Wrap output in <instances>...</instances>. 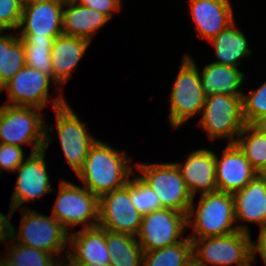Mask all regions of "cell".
Instances as JSON below:
<instances>
[{"label": "cell", "instance_id": "6da1fadb", "mask_svg": "<svg viewBox=\"0 0 266 266\" xmlns=\"http://www.w3.org/2000/svg\"><path fill=\"white\" fill-rule=\"evenodd\" d=\"M130 157L100 139L90 147L83 167L77 172L84 187L93 194L101 195L126 185L135 175Z\"/></svg>", "mask_w": 266, "mask_h": 266}, {"label": "cell", "instance_id": "7a4b0ae2", "mask_svg": "<svg viewBox=\"0 0 266 266\" xmlns=\"http://www.w3.org/2000/svg\"><path fill=\"white\" fill-rule=\"evenodd\" d=\"M41 111L34 107L0 106V143L20 147L22 144L32 145L30 153L47 151L51 143L49 132H54L55 128L46 127Z\"/></svg>", "mask_w": 266, "mask_h": 266}, {"label": "cell", "instance_id": "3957f363", "mask_svg": "<svg viewBox=\"0 0 266 266\" xmlns=\"http://www.w3.org/2000/svg\"><path fill=\"white\" fill-rule=\"evenodd\" d=\"M195 208L193 198L186 215L187 226L193 225L189 238L222 236L238 231L234 224L236 220L233 194L216 191L200 195Z\"/></svg>", "mask_w": 266, "mask_h": 266}, {"label": "cell", "instance_id": "277c9868", "mask_svg": "<svg viewBox=\"0 0 266 266\" xmlns=\"http://www.w3.org/2000/svg\"><path fill=\"white\" fill-rule=\"evenodd\" d=\"M170 94L169 122L175 129L202 113L206 96L203 93L200 71L191 56L185 54Z\"/></svg>", "mask_w": 266, "mask_h": 266}, {"label": "cell", "instance_id": "5b68a950", "mask_svg": "<svg viewBox=\"0 0 266 266\" xmlns=\"http://www.w3.org/2000/svg\"><path fill=\"white\" fill-rule=\"evenodd\" d=\"M19 231L13 225L12 238L20 244L50 252L55 256L68 255L70 233L53 216L42 215L28 207L21 209ZM65 250V252H64Z\"/></svg>", "mask_w": 266, "mask_h": 266}, {"label": "cell", "instance_id": "8992f818", "mask_svg": "<svg viewBox=\"0 0 266 266\" xmlns=\"http://www.w3.org/2000/svg\"><path fill=\"white\" fill-rule=\"evenodd\" d=\"M193 255L201 266H251L252 239L250 233L236 231L222 236L190 238Z\"/></svg>", "mask_w": 266, "mask_h": 266}, {"label": "cell", "instance_id": "52a82bcc", "mask_svg": "<svg viewBox=\"0 0 266 266\" xmlns=\"http://www.w3.org/2000/svg\"><path fill=\"white\" fill-rule=\"evenodd\" d=\"M66 101L63 93L51 100L63 154L71 169L77 174L84 165L90 147L97 139L89 133L87 126Z\"/></svg>", "mask_w": 266, "mask_h": 266}, {"label": "cell", "instance_id": "ba28073f", "mask_svg": "<svg viewBox=\"0 0 266 266\" xmlns=\"http://www.w3.org/2000/svg\"><path fill=\"white\" fill-rule=\"evenodd\" d=\"M136 166V170L140 172L138 177L153 189L162 208L173 209L187 215L193 197L175 162L159 164L141 162Z\"/></svg>", "mask_w": 266, "mask_h": 266}, {"label": "cell", "instance_id": "9c48e42d", "mask_svg": "<svg viewBox=\"0 0 266 266\" xmlns=\"http://www.w3.org/2000/svg\"><path fill=\"white\" fill-rule=\"evenodd\" d=\"M198 125L210 140L227 138L235 143L247 124L243 115V96L214 94L206 97Z\"/></svg>", "mask_w": 266, "mask_h": 266}, {"label": "cell", "instance_id": "30bf717a", "mask_svg": "<svg viewBox=\"0 0 266 266\" xmlns=\"http://www.w3.org/2000/svg\"><path fill=\"white\" fill-rule=\"evenodd\" d=\"M60 183L52 215L68 232L71 226L84 225V229L98 226L99 197L71 181Z\"/></svg>", "mask_w": 266, "mask_h": 266}, {"label": "cell", "instance_id": "8fae6325", "mask_svg": "<svg viewBox=\"0 0 266 266\" xmlns=\"http://www.w3.org/2000/svg\"><path fill=\"white\" fill-rule=\"evenodd\" d=\"M186 218V214L168 208L143 215L137 234L142 251L149 252L182 241L186 233Z\"/></svg>", "mask_w": 266, "mask_h": 266}, {"label": "cell", "instance_id": "7c38bea8", "mask_svg": "<svg viewBox=\"0 0 266 266\" xmlns=\"http://www.w3.org/2000/svg\"><path fill=\"white\" fill-rule=\"evenodd\" d=\"M142 214L138 212L130 199L129 182L99 197V222L103 229L137 237Z\"/></svg>", "mask_w": 266, "mask_h": 266}, {"label": "cell", "instance_id": "4fadbf2b", "mask_svg": "<svg viewBox=\"0 0 266 266\" xmlns=\"http://www.w3.org/2000/svg\"><path fill=\"white\" fill-rule=\"evenodd\" d=\"M51 82L55 85L56 94L59 87L48 74L24 66L0 88V93L4 90L7 91L8 102L6 104L8 105L34 107L43 110L48 101L50 102L48 95Z\"/></svg>", "mask_w": 266, "mask_h": 266}, {"label": "cell", "instance_id": "5bb4252c", "mask_svg": "<svg viewBox=\"0 0 266 266\" xmlns=\"http://www.w3.org/2000/svg\"><path fill=\"white\" fill-rule=\"evenodd\" d=\"M46 150L30 153L16 169L17 178L11 197V206L17 210L26 202L37 200L49 192H53L46 169Z\"/></svg>", "mask_w": 266, "mask_h": 266}, {"label": "cell", "instance_id": "9a60e30c", "mask_svg": "<svg viewBox=\"0 0 266 266\" xmlns=\"http://www.w3.org/2000/svg\"><path fill=\"white\" fill-rule=\"evenodd\" d=\"M63 7L64 0H40L23 4L19 33L34 34L36 37L63 34Z\"/></svg>", "mask_w": 266, "mask_h": 266}, {"label": "cell", "instance_id": "2e32d148", "mask_svg": "<svg viewBox=\"0 0 266 266\" xmlns=\"http://www.w3.org/2000/svg\"><path fill=\"white\" fill-rule=\"evenodd\" d=\"M215 160L218 191L234 194L257 173L236 143H227L222 157L219 159L215 154Z\"/></svg>", "mask_w": 266, "mask_h": 266}, {"label": "cell", "instance_id": "e0dca14e", "mask_svg": "<svg viewBox=\"0 0 266 266\" xmlns=\"http://www.w3.org/2000/svg\"><path fill=\"white\" fill-rule=\"evenodd\" d=\"M176 165L194 199L198 192L203 195L218 191L215 152L206 148L191 151L183 164Z\"/></svg>", "mask_w": 266, "mask_h": 266}, {"label": "cell", "instance_id": "ac0fdd59", "mask_svg": "<svg viewBox=\"0 0 266 266\" xmlns=\"http://www.w3.org/2000/svg\"><path fill=\"white\" fill-rule=\"evenodd\" d=\"M233 198L238 231L250 233L247 225L237 224L238 220L257 223L260 230L266 229V181L258 172Z\"/></svg>", "mask_w": 266, "mask_h": 266}, {"label": "cell", "instance_id": "d6986e66", "mask_svg": "<svg viewBox=\"0 0 266 266\" xmlns=\"http://www.w3.org/2000/svg\"><path fill=\"white\" fill-rule=\"evenodd\" d=\"M198 37L207 41L234 22L230 0H188Z\"/></svg>", "mask_w": 266, "mask_h": 266}, {"label": "cell", "instance_id": "ffe728a7", "mask_svg": "<svg viewBox=\"0 0 266 266\" xmlns=\"http://www.w3.org/2000/svg\"><path fill=\"white\" fill-rule=\"evenodd\" d=\"M67 262H83L91 265H109L110 256L106 245V229L100 226L82 228L77 232H71ZM73 248V249H72Z\"/></svg>", "mask_w": 266, "mask_h": 266}, {"label": "cell", "instance_id": "44dd1931", "mask_svg": "<svg viewBox=\"0 0 266 266\" xmlns=\"http://www.w3.org/2000/svg\"><path fill=\"white\" fill-rule=\"evenodd\" d=\"M90 43L87 39L65 34L54 39L51 51L52 80L59 88L69 80Z\"/></svg>", "mask_w": 266, "mask_h": 266}, {"label": "cell", "instance_id": "7402d4cb", "mask_svg": "<svg viewBox=\"0 0 266 266\" xmlns=\"http://www.w3.org/2000/svg\"><path fill=\"white\" fill-rule=\"evenodd\" d=\"M109 20L105 14L84 7L75 0H64L62 28L65 35L84 38L91 42L98 29Z\"/></svg>", "mask_w": 266, "mask_h": 266}, {"label": "cell", "instance_id": "603a6c76", "mask_svg": "<svg viewBox=\"0 0 266 266\" xmlns=\"http://www.w3.org/2000/svg\"><path fill=\"white\" fill-rule=\"evenodd\" d=\"M246 75L237 67L225 66L211 62L206 64L200 73L204 95L223 94L228 96H243L240 90Z\"/></svg>", "mask_w": 266, "mask_h": 266}, {"label": "cell", "instance_id": "cb8c5ba5", "mask_svg": "<svg viewBox=\"0 0 266 266\" xmlns=\"http://www.w3.org/2000/svg\"><path fill=\"white\" fill-rule=\"evenodd\" d=\"M235 27L234 21L209 41L210 44L212 43L216 59H218V61H213L214 63L239 68L240 61L252 53L246 36Z\"/></svg>", "mask_w": 266, "mask_h": 266}, {"label": "cell", "instance_id": "d4e9b609", "mask_svg": "<svg viewBox=\"0 0 266 266\" xmlns=\"http://www.w3.org/2000/svg\"><path fill=\"white\" fill-rule=\"evenodd\" d=\"M137 237L106 230L109 266H142L143 254Z\"/></svg>", "mask_w": 266, "mask_h": 266}, {"label": "cell", "instance_id": "484cf974", "mask_svg": "<svg viewBox=\"0 0 266 266\" xmlns=\"http://www.w3.org/2000/svg\"><path fill=\"white\" fill-rule=\"evenodd\" d=\"M25 51L26 66L37 69L52 78L51 51L57 36L36 37L34 34H18Z\"/></svg>", "mask_w": 266, "mask_h": 266}, {"label": "cell", "instance_id": "4316f807", "mask_svg": "<svg viewBox=\"0 0 266 266\" xmlns=\"http://www.w3.org/2000/svg\"><path fill=\"white\" fill-rule=\"evenodd\" d=\"M163 248L144 252L142 266H181L193 255V244L189 237Z\"/></svg>", "mask_w": 266, "mask_h": 266}, {"label": "cell", "instance_id": "83f0119b", "mask_svg": "<svg viewBox=\"0 0 266 266\" xmlns=\"http://www.w3.org/2000/svg\"><path fill=\"white\" fill-rule=\"evenodd\" d=\"M24 66L26 58L22 39L11 33L1 45L0 88Z\"/></svg>", "mask_w": 266, "mask_h": 266}, {"label": "cell", "instance_id": "f1b7e54d", "mask_svg": "<svg viewBox=\"0 0 266 266\" xmlns=\"http://www.w3.org/2000/svg\"><path fill=\"white\" fill-rule=\"evenodd\" d=\"M8 243L15 242V244H7L6 256L15 264V266H58L61 262L65 261V256L56 258L50 252L36 249L24 244L16 243L11 238ZM55 257V258H54Z\"/></svg>", "mask_w": 266, "mask_h": 266}, {"label": "cell", "instance_id": "f546056e", "mask_svg": "<svg viewBox=\"0 0 266 266\" xmlns=\"http://www.w3.org/2000/svg\"><path fill=\"white\" fill-rule=\"evenodd\" d=\"M235 143L257 172L266 164V134L246 124Z\"/></svg>", "mask_w": 266, "mask_h": 266}, {"label": "cell", "instance_id": "4dcf8cb0", "mask_svg": "<svg viewBox=\"0 0 266 266\" xmlns=\"http://www.w3.org/2000/svg\"><path fill=\"white\" fill-rule=\"evenodd\" d=\"M130 199L136 210L142 215L161 209V203L155 192L139 177L130 179Z\"/></svg>", "mask_w": 266, "mask_h": 266}, {"label": "cell", "instance_id": "1f68e13d", "mask_svg": "<svg viewBox=\"0 0 266 266\" xmlns=\"http://www.w3.org/2000/svg\"><path fill=\"white\" fill-rule=\"evenodd\" d=\"M243 115L247 124L266 115V81L250 94H243Z\"/></svg>", "mask_w": 266, "mask_h": 266}, {"label": "cell", "instance_id": "d6a6232c", "mask_svg": "<svg viewBox=\"0 0 266 266\" xmlns=\"http://www.w3.org/2000/svg\"><path fill=\"white\" fill-rule=\"evenodd\" d=\"M23 3L21 0H0V30H16L19 27Z\"/></svg>", "mask_w": 266, "mask_h": 266}, {"label": "cell", "instance_id": "836d02e7", "mask_svg": "<svg viewBox=\"0 0 266 266\" xmlns=\"http://www.w3.org/2000/svg\"><path fill=\"white\" fill-rule=\"evenodd\" d=\"M25 160L23 148L16 145L0 143V170L14 172Z\"/></svg>", "mask_w": 266, "mask_h": 266}, {"label": "cell", "instance_id": "e575fe53", "mask_svg": "<svg viewBox=\"0 0 266 266\" xmlns=\"http://www.w3.org/2000/svg\"><path fill=\"white\" fill-rule=\"evenodd\" d=\"M80 5L92 8L105 14L109 19L113 17V12L121 10V0H75Z\"/></svg>", "mask_w": 266, "mask_h": 266}, {"label": "cell", "instance_id": "d590c367", "mask_svg": "<svg viewBox=\"0 0 266 266\" xmlns=\"http://www.w3.org/2000/svg\"><path fill=\"white\" fill-rule=\"evenodd\" d=\"M9 212L7 215H3V213L0 212V242L10 240L12 238V232H13V224L10 222L8 218H10L16 210L12 208L10 205Z\"/></svg>", "mask_w": 266, "mask_h": 266}, {"label": "cell", "instance_id": "8d00e7d4", "mask_svg": "<svg viewBox=\"0 0 266 266\" xmlns=\"http://www.w3.org/2000/svg\"><path fill=\"white\" fill-rule=\"evenodd\" d=\"M262 257L264 264L266 265V229L260 230L257 241H252V261L256 258V254Z\"/></svg>", "mask_w": 266, "mask_h": 266}, {"label": "cell", "instance_id": "74e56055", "mask_svg": "<svg viewBox=\"0 0 266 266\" xmlns=\"http://www.w3.org/2000/svg\"><path fill=\"white\" fill-rule=\"evenodd\" d=\"M250 125L258 132L266 134V115L256 118Z\"/></svg>", "mask_w": 266, "mask_h": 266}, {"label": "cell", "instance_id": "f35d334b", "mask_svg": "<svg viewBox=\"0 0 266 266\" xmlns=\"http://www.w3.org/2000/svg\"><path fill=\"white\" fill-rule=\"evenodd\" d=\"M181 266H201V264L198 262L197 258L192 255Z\"/></svg>", "mask_w": 266, "mask_h": 266}, {"label": "cell", "instance_id": "ab89813d", "mask_svg": "<svg viewBox=\"0 0 266 266\" xmlns=\"http://www.w3.org/2000/svg\"><path fill=\"white\" fill-rule=\"evenodd\" d=\"M2 257V258H1ZM0 257V266H15V264L6 256Z\"/></svg>", "mask_w": 266, "mask_h": 266}, {"label": "cell", "instance_id": "60d3db41", "mask_svg": "<svg viewBox=\"0 0 266 266\" xmlns=\"http://www.w3.org/2000/svg\"><path fill=\"white\" fill-rule=\"evenodd\" d=\"M69 266H109V265H100L99 263L91 265L83 262H66Z\"/></svg>", "mask_w": 266, "mask_h": 266}, {"label": "cell", "instance_id": "b9f144b4", "mask_svg": "<svg viewBox=\"0 0 266 266\" xmlns=\"http://www.w3.org/2000/svg\"><path fill=\"white\" fill-rule=\"evenodd\" d=\"M3 31L0 30V57H1V45L2 43L11 35L9 34H2Z\"/></svg>", "mask_w": 266, "mask_h": 266}, {"label": "cell", "instance_id": "7bdbcfd3", "mask_svg": "<svg viewBox=\"0 0 266 266\" xmlns=\"http://www.w3.org/2000/svg\"><path fill=\"white\" fill-rule=\"evenodd\" d=\"M258 173L266 181V164L258 171Z\"/></svg>", "mask_w": 266, "mask_h": 266}, {"label": "cell", "instance_id": "ee69618b", "mask_svg": "<svg viewBox=\"0 0 266 266\" xmlns=\"http://www.w3.org/2000/svg\"><path fill=\"white\" fill-rule=\"evenodd\" d=\"M23 4L26 3H31V2H35V1H40V0H21Z\"/></svg>", "mask_w": 266, "mask_h": 266}, {"label": "cell", "instance_id": "f6af8a7d", "mask_svg": "<svg viewBox=\"0 0 266 266\" xmlns=\"http://www.w3.org/2000/svg\"><path fill=\"white\" fill-rule=\"evenodd\" d=\"M66 261L61 262L58 266H69L67 263H65Z\"/></svg>", "mask_w": 266, "mask_h": 266}]
</instances>
